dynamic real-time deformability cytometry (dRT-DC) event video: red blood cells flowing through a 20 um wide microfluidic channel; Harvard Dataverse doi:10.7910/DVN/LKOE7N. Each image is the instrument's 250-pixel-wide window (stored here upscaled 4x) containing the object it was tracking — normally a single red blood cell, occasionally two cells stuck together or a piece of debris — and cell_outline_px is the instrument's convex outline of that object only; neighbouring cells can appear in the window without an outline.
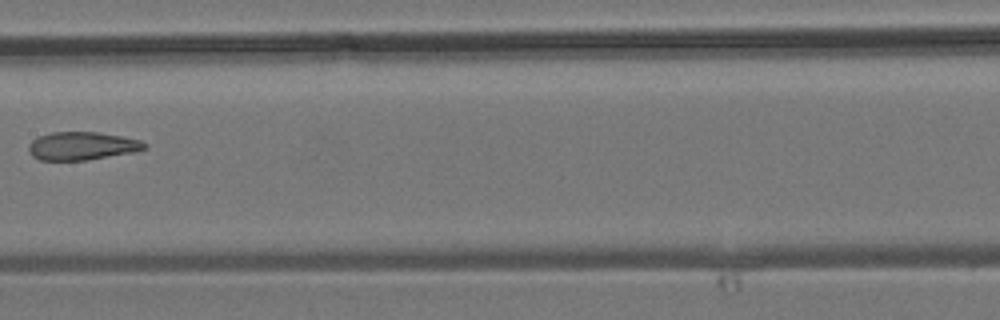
{"species": "common noctule bat (a hibernating species)", "species_latin": "Nyctalus noctula", "temperature_condition": "room temperature", "stored_images_in_passage": 8, "camera_frame_rate_fps": 3000, "um_per_image_px": 0.085, "animal": {"sex": "male", "body_mass_g": 19.2, "forearm_length_mm": 51.8}, "frame": {"image": 1, "passage_image": 7, "time_ms": 7.333, "image_size_px": [1000, 320], "cell_outline_px": [[148, 148], [136, 152], [88, 160], [40, 160], [32, 156], [28, 152], [28, 144], [32, 140], [40, 136], [52, 132], [96, 132], [120, 136], [140, 140], [148, 144]], "centroid_in_image_um": [6.99, 12.41], "position_along_channel_um": 200.4, "area_um2": 19.13}}
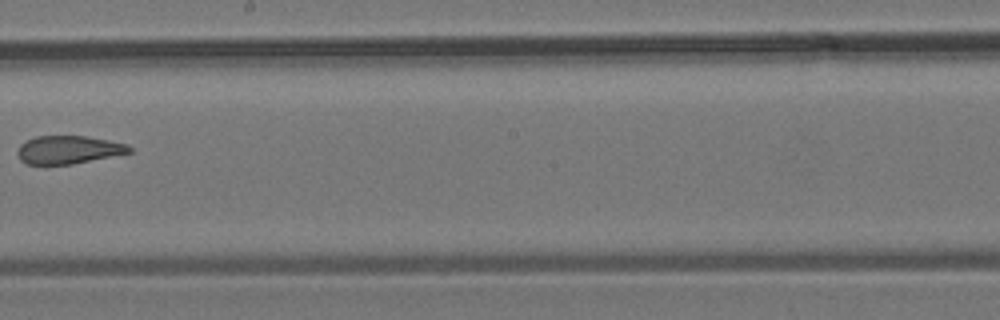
{"frame": {"image": 2, "passage_image": 8, "time_ms": 8.333, "image_size_px": [1000, 320], "cell_outline_px": [[132, 152], [72, 164], [28, 164], [20, 160], [16, 152], [20, 144], [24, 140], [36, 136], [84, 136], [128, 144], [132, 148]], "centroid_in_image_um": [5.78, 12.72], "position_along_channel_um": 242.4, "area_um2": 18.26}}